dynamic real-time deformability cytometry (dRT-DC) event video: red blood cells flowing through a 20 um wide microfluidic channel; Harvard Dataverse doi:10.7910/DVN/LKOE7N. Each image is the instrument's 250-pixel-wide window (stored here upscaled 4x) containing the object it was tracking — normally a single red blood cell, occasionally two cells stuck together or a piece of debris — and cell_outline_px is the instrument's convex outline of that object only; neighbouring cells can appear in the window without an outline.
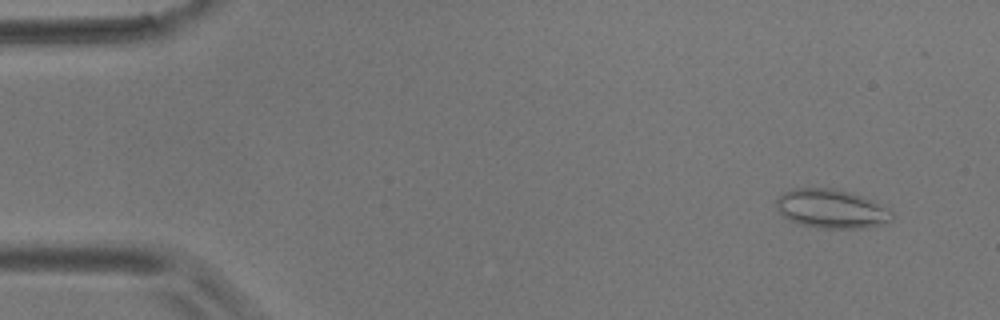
{"species": "common noctule bat (a hibernating species)", "species_latin": "Nyctalus noctula", "temperature_condition": "room temperature", "stored_images_in_passage": 4, "camera_frame_rate_fps": 3000, "um_per_image_px": 0.085, "animal": {"sex": "male", "body_mass_g": 17.9}, "frame": {"image": 1, "passage_image": 2, "time_ms": 1.0, "image_size_px": [1000, 320], "cell_outline_px": [[896, 216], [892, 220], [884, 224], [864, 228], [816, 228], [800, 224], [788, 220], [780, 212], [776, 204], [776, 200], [784, 192], [792, 188], [832, 188], [852, 192], [864, 196], [888, 208]], "centroid_in_image_um": [70.71, 17.75], "position_along_channel_um": 14.3, "area_um2": 26.53}}